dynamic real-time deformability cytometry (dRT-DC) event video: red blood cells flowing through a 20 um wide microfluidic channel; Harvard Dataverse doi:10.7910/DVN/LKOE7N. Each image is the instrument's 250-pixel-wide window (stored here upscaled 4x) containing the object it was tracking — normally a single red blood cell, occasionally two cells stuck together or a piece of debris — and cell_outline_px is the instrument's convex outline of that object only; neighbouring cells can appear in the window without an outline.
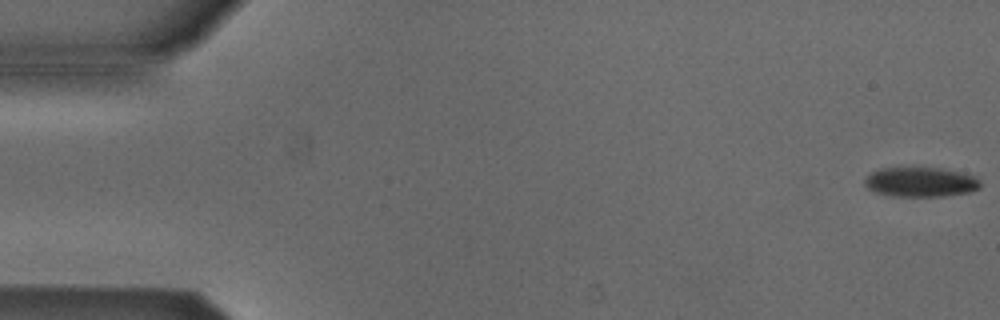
{"species": "Egyptian fruit bat (a non-hibernating species)", "species_latin": "Rousettus aegyptiacus", "temperature_condition": "cold", "stored_images_in_passage": 4, "camera_frame_rate_fps": 3000, "um_per_image_px": 0.085, "animal": {"sex": "male"}, "frame": {"image": 1, "passage_image": 1, "time_ms": 0.0, "image_size_px": [1000, 320], "cell_outline_px": [[980, 188], [968, 192], [944, 196], [892, 196], [876, 192], [868, 188], [864, 184], [864, 180], [872, 172], [880, 168], [944, 168], [976, 176], [980, 180]], "centroid_in_image_um": [78.27, 15.47], "position_along_channel_um": 6.7, "area_um2": 19.94}}